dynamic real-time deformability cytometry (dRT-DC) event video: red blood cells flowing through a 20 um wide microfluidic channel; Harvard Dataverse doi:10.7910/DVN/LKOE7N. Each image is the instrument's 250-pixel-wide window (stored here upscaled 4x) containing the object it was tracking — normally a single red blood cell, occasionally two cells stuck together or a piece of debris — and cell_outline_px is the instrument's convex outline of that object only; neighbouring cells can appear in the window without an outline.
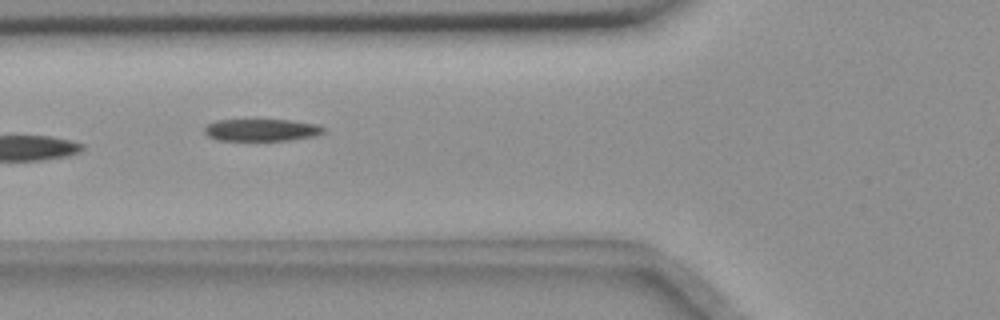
{"species": "common noctule bat (a hibernating species)", "species_latin": "Nyctalus noctula", "temperature_condition": "room temperature", "stored_images_in_passage": 5, "camera_frame_rate_fps": 3000, "um_per_image_px": 0.085, "animal": {"sex": "female", "body_mass_g": 18.4}, "frame": {"image": 1, "passage_image": 5, "time_ms": 6.0, "image_size_px": [1000, 320], "cell_outline_px": [[324, 132], [316, 136], [288, 140], [216, 140], [208, 136], [204, 132], [204, 128], [208, 124], [216, 120], [288, 120], [316, 124], [324, 128]], "centroid_in_image_um": [22.21, 11.05], "position_along_channel_um": 103.6, "area_um2": 15.26}}